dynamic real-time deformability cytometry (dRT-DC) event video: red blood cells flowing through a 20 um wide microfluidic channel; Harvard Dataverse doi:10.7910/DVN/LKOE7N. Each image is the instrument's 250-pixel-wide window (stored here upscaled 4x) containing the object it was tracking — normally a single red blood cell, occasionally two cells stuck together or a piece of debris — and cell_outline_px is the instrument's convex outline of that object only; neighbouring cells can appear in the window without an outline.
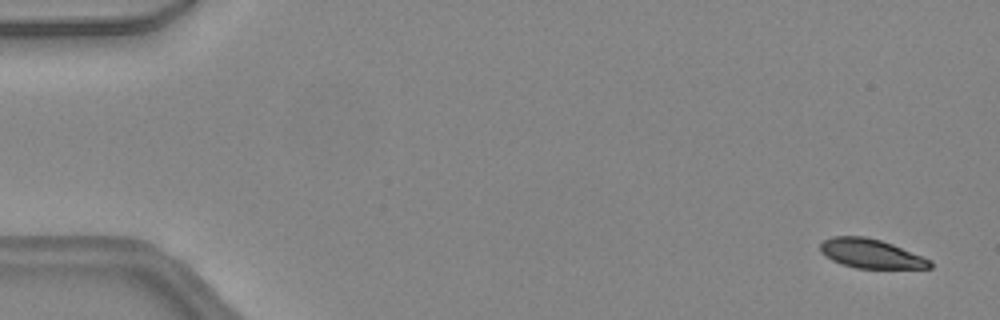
{"species": "common noctule bat (a hibernating species)", "species_latin": "Nyctalus noctula", "temperature_condition": "warm", "stored_images_in_passage": 47, "camera_frame_rate_fps": 3000, "um_per_image_px": 0.085, "animal": {"sex": "female", "body_mass_g": 24.6, "forearm_length_mm": 56.2}, "frame": {"image": 1, "passage_image": 3, "time_ms": 0.667, "image_size_px": [1000, 320], "cell_outline_px": [[932, 268], [856, 268], [840, 264], [824, 256], [820, 252], [820, 244], [824, 240], [832, 236], [864, 236], [880, 240], [892, 244], [932, 260]], "centroid_in_image_um": [74.0, 21.56], "position_along_channel_um": 11.0, "area_um2": 18.67}}
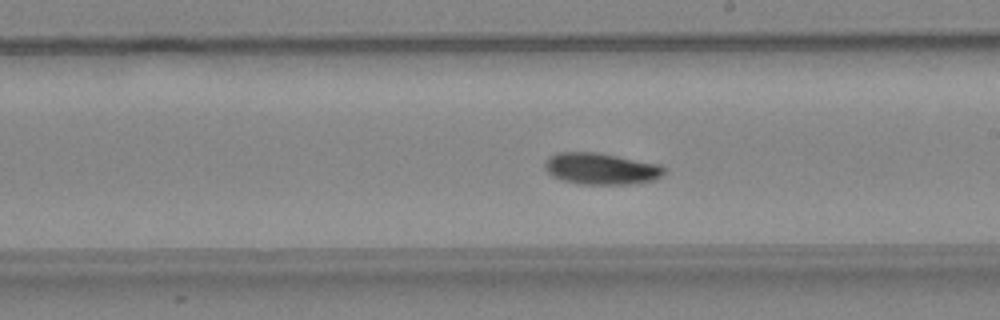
{"frame": {"image": 2, "passage_image": 28, "time_ms": 9.0, "image_size_px": [1000, 320], "cell_outline_px": [[668, 168], [656, 180], [628, 184], [576, 184], [560, 180], [552, 176], [544, 168], [544, 164], [548, 156], [556, 152], [596, 152], [660, 164]], "centroid_in_image_um": [51.07, 14.34], "position_along_channel_um": 237.9, "area_um2": 22.2}}
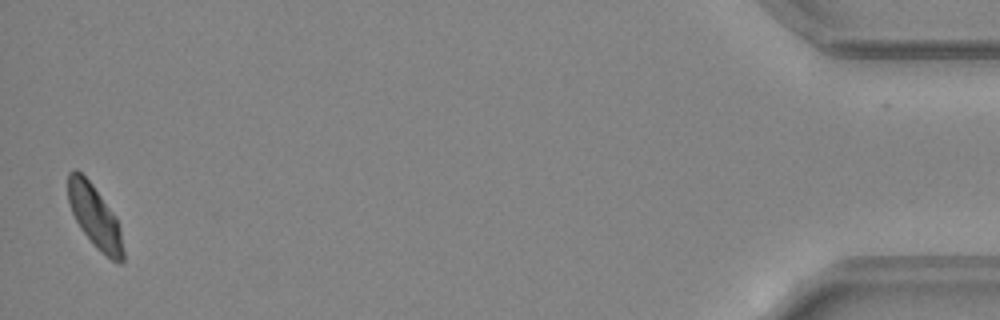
{"frame": {"image": 3, "passage_image": 47, "time_ms": 15.333, "image_size_px": [1000, 320], "cell_outline_px": [[124, 260], [120, 264], [112, 260], [100, 252], [96, 248], [80, 228], [72, 212], [68, 200], [68, 172], [76, 168], [92, 184], [116, 216], [120, 228], [124, 252]], "centroid_in_image_um": [8.07, 18.43], "position_along_channel_um": 427.1, "area_um2": 20.11}, "authors_computed_cell_mechanics": {"area_um2": 20.8658, "velocity_mm_per_s": 4.4426, "shape_relaxation_time_tau1_ms": 2.8587, "shape_relaxation_time_tau2_ms": null, "deformation_change_tau1": 0.1261, "deformation_change_tau2": null}}